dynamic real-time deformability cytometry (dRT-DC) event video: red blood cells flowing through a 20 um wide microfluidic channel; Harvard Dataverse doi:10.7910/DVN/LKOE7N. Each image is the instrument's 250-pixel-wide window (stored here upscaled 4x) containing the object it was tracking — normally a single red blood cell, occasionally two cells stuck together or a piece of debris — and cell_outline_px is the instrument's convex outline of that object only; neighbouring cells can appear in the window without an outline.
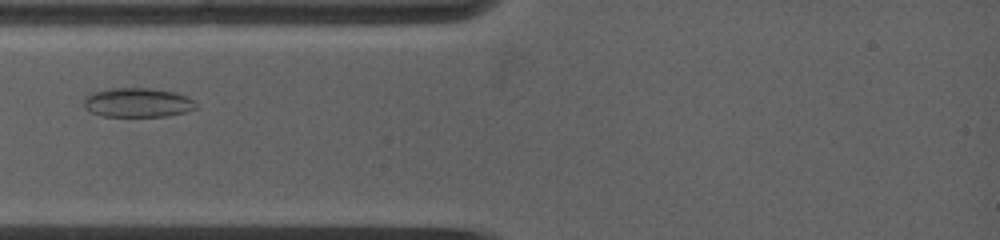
{"species": "common noctule bat (a hibernating species)", "species_latin": "Nyctalus noctula", "temperature_condition": "warm", "stored_images_in_passage": 4, "camera_frame_rate_fps": 5000, "um_per_image_px": 0.085, "animal": {"sex": "female", "body_mass_g": 19.0, "forearm_length_mm": 53.3}, "frame": {"image": 1, "passage_image": 4, "time_ms": 2.8, "image_size_px": [1000, 240], "cell_outline_px": [[196, 108], [184, 112], [168, 116], [100, 116], [84, 108], [84, 100], [92, 92], [112, 88], [148, 88], [176, 92], [188, 96], [196, 104]], "centroid_in_image_um": [11.7, 8.72], "position_along_channel_um": 73.3, "area_um2": 19.07}}